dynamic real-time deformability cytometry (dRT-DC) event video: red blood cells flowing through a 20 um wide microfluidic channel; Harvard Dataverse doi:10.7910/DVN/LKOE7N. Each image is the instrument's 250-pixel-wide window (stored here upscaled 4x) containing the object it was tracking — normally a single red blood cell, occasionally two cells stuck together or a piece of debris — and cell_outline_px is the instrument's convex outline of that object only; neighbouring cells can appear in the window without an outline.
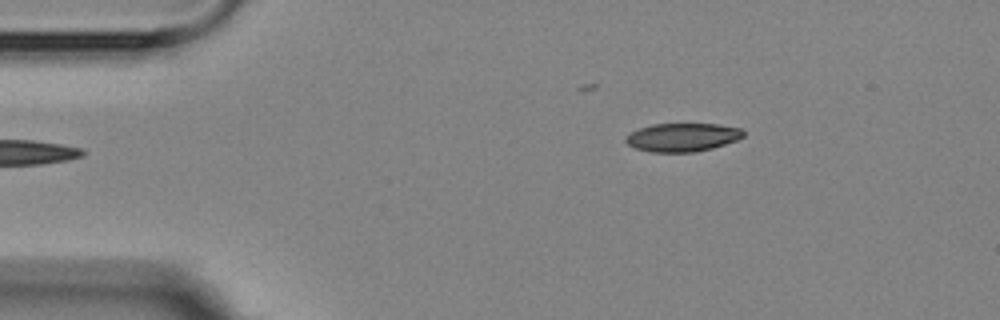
{"species": "Egyptian fruit bat (a non-hibernating species)", "species_latin": "Rousettus aegyptiacus", "temperature_condition": "room temperature", "stored_images_in_passage": 2, "camera_frame_rate_fps": 3000, "um_per_image_px": 0.085, "animal": {"sex": "female"}, "frame": {"image": 1, "passage_image": 1, "time_ms": 0.0, "image_size_px": [1000, 320], "cell_outline_px": [[744, 136], [736, 140], [712, 148], [696, 152], [652, 152], [636, 148], [628, 144], [624, 140], [632, 132], [640, 128], [652, 124], [716, 124], [740, 128], [744, 132]], "centroid_in_image_um": [58.02, 11.67], "position_along_channel_um": 27.0, "area_um2": 19.25}}